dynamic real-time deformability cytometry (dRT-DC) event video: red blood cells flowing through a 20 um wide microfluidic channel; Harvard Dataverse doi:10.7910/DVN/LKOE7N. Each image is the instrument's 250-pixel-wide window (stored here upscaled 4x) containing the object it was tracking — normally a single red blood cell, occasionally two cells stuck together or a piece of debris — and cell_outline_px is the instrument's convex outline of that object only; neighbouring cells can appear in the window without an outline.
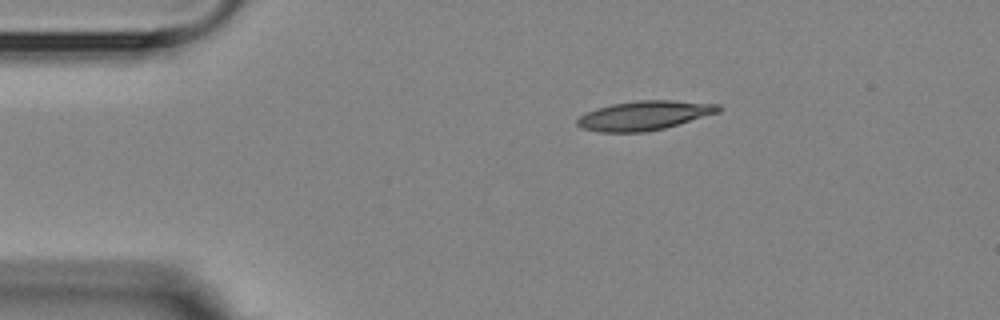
{"species": "Egyptian fruit bat (a non-hibernating species)", "species_latin": "Rousettus aegyptiacus", "temperature_condition": "room temperature", "stored_images_in_passage": 6, "camera_frame_rate_fps": 3000, "um_per_image_px": 0.085, "animal": {"sex": "female"}, "frame": {"image": 1, "passage_image": 1, "time_ms": 0.0, "image_size_px": [1000, 320], "cell_outline_px": [[720, 112], [664, 128], [644, 132], [600, 132], [584, 128], [576, 124], [576, 120], [580, 116], [596, 108], [612, 104], [636, 100], [672, 100], [720, 104]], "centroid_in_image_um": [54.77, 9.81], "position_along_channel_um": 30.2, "area_um2": 23.93}}
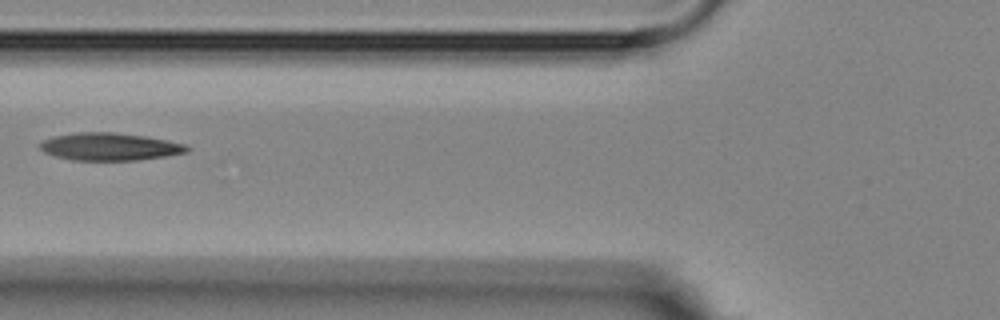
{"frame": {"image": 2, "passage_image": 4, "time_ms": 3.667, "image_size_px": [1000, 320], "cell_outline_px": [[188, 152], [164, 156], [136, 160], [72, 160], [56, 156], [44, 152], [40, 148], [40, 144], [44, 140], [52, 136], [72, 132], [112, 132], [144, 136], [184, 144], [188, 148]], "centroid_in_image_um": [9.26, 12.46], "position_along_channel_um": 116.5, "area_um2": 23.35}}
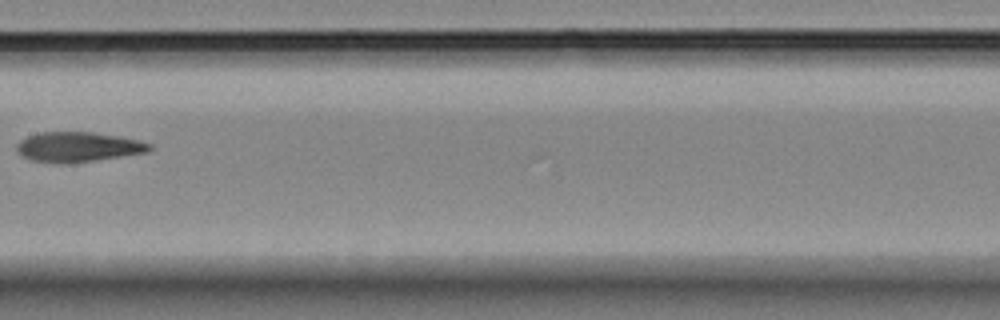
{"frame": {"image": 3, "passage_image": 6, "time_ms": 6.0, "image_size_px": [1000, 320], "cell_outline_px": [[152, 148], [148, 152], [68, 164], [52, 164], [32, 160], [16, 152], [16, 144], [20, 140], [28, 136], [40, 132], [92, 132], [120, 136], [152, 144]], "centroid_in_image_um": [6.6, 12.5], "position_along_channel_um": 200.8, "area_um2": 23.29}}